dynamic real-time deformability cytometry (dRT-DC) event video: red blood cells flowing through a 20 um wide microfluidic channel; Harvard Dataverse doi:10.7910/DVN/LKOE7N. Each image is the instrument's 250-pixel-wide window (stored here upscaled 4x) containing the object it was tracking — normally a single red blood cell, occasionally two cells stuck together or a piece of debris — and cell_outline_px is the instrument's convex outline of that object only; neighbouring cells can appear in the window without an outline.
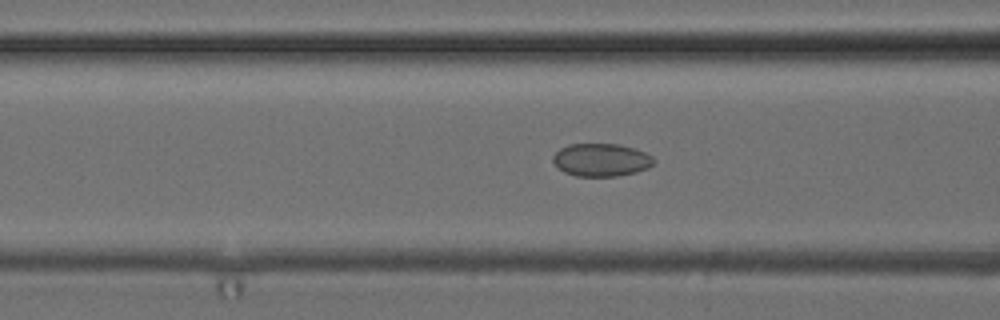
{"species": "common noctule bat (a hibernating species)", "species_latin": "Nyctalus noctula", "temperature_condition": "cold", "stored_images_in_passage": 36, "camera_frame_rate_fps": 3000, "um_per_image_px": 0.085, "animal": {"sex": "female", "body_mass_g": 24.6, "forearm_length_mm": 56.2}, "frame": {"image": 1, "passage_image": 21, "time_ms": 6.667, "image_size_px": [1000, 320], "cell_outline_px": [[656, 160], [648, 168], [636, 172], [616, 176], [576, 176], [564, 172], [552, 160], [552, 156], [560, 148], [568, 144], [616, 144], [632, 148], [644, 152], [652, 156]], "centroid_in_image_um": [51.09, 13.59], "position_along_channel_um": 115.5, "area_um2": 19.19}}
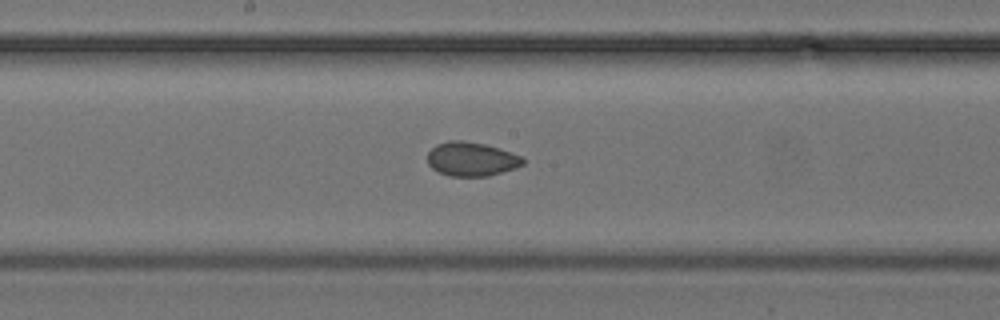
{"frame": {"image": 2, "passage_image": 28, "time_ms": 9.0, "image_size_px": [1000, 320], "cell_outline_px": [[524, 164], [516, 168], [488, 176], [448, 176], [432, 168], [428, 164], [428, 152], [436, 144], [448, 140], [464, 140], [484, 144], [520, 156], [524, 160]], "centroid_in_image_um": [40.04, 13.52], "position_along_channel_um": 208.2, "area_um2": 18.79}}
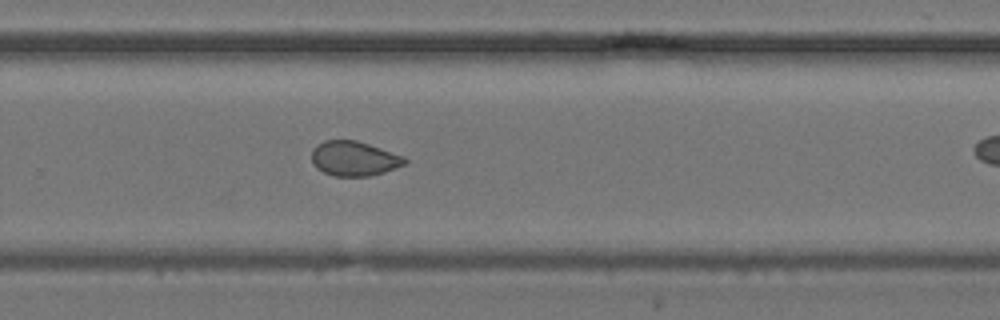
{"frame": {"image": 3, "passage_image": 35, "time_ms": 11.333, "image_size_px": [1000, 320], "cell_outline_px": [[408, 160], [404, 164], [396, 168], [384, 172], [368, 176], [332, 176], [316, 168], [312, 164], [312, 148], [316, 144], [324, 140], [356, 140], [404, 156]], "centroid_in_image_um": [30.06, 13.47], "position_along_channel_um": 299.7, "area_um2": 18.9}}